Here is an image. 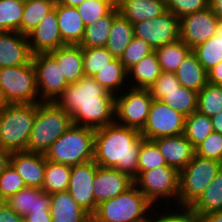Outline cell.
Masks as SVG:
<instances>
[{
	"label": "cell",
	"instance_id": "obj_1",
	"mask_svg": "<svg viewBox=\"0 0 222 222\" xmlns=\"http://www.w3.org/2000/svg\"><path fill=\"white\" fill-rule=\"evenodd\" d=\"M55 102L72 116L73 125L96 130L115 122V95L92 77L69 84Z\"/></svg>",
	"mask_w": 222,
	"mask_h": 222
},
{
	"label": "cell",
	"instance_id": "obj_2",
	"mask_svg": "<svg viewBox=\"0 0 222 222\" xmlns=\"http://www.w3.org/2000/svg\"><path fill=\"white\" fill-rule=\"evenodd\" d=\"M143 139L139 130L116 122L96 129L93 160L98 166L115 168L134 179Z\"/></svg>",
	"mask_w": 222,
	"mask_h": 222
},
{
	"label": "cell",
	"instance_id": "obj_3",
	"mask_svg": "<svg viewBox=\"0 0 222 222\" xmlns=\"http://www.w3.org/2000/svg\"><path fill=\"white\" fill-rule=\"evenodd\" d=\"M156 210L133 183L116 197L98 204L91 217L97 222H150Z\"/></svg>",
	"mask_w": 222,
	"mask_h": 222
},
{
	"label": "cell",
	"instance_id": "obj_4",
	"mask_svg": "<svg viewBox=\"0 0 222 222\" xmlns=\"http://www.w3.org/2000/svg\"><path fill=\"white\" fill-rule=\"evenodd\" d=\"M72 125V116L55 101L37 103L27 152L45 154L51 144Z\"/></svg>",
	"mask_w": 222,
	"mask_h": 222
},
{
	"label": "cell",
	"instance_id": "obj_5",
	"mask_svg": "<svg viewBox=\"0 0 222 222\" xmlns=\"http://www.w3.org/2000/svg\"><path fill=\"white\" fill-rule=\"evenodd\" d=\"M95 130L72 125L44 154L46 160L68 166L81 165L94 159Z\"/></svg>",
	"mask_w": 222,
	"mask_h": 222
},
{
	"label": "cell",
	"instance_id": "obj_6",
	"mask_svg": "<svg viewBox=\"0 0 222 222\" xmlns=\"http://www.w3.org/2000/svg\"><path fill=\"white\" fill-rule=\"evenodd\" d=\"M37 103L8 104L0 111V145L11 151H27Z\"/></svg>",
	"mask_w": 222,
	"mask_h": 222
},
{
	"label": "cell",
	"instance_id": "obj_7",
	"mask_svg": "<svg viewBox=\"0 0 222 222\" xmlns=\"http://www.w3.org/2000/svg\"><path fill=\"white\" fill-rule=\"evenodd\" d=\"M133 181L157 209L161 207L162 209H169L170 207L177 209L179 172L175 168L165 165L144 172H137Z\"/></svg>",
	"mask_w": 222,
	"mask_h": 222
},
{
	"label": "cell",
	"instance_id": "obj_8",
	"mask_svg": "<svg viewBox=\"0 0 222 222\" xmlns=\"http://www.w3.org/2000/svg\"><path fill=\"white\" fill-rule=\"evenodd\" d=\"M222 168L216 160L194 155L179 172V194L177 209H188L203 193Z\"/></svg>",
	"mask_w": 222,
	"mask_h": 222
},
{
	"label": "cell",
	"instance_id": "obj_9",
	"mask_svg": "<svg viewBox=\"0 0 222 222\" xmlns=\"http://www.w3.org/2000/svg\"><path fill=\"white\" fill-rule=\"evenodd\" d=\"M0 86L8 104L41 102L32 61L26 65L0 68Z\"/></svg>",
	"mask_w": 222,
	"mask_h": 222
},
{
	"label": "cell",
	"instance_id": "obj_10",
	"mask_svg": "<svg viewBox=\"0 0 222 222\" xmlns=\"http://www.w3.org/2000/svg\"><path fill=\"white\" fill-rule=\"evenodd\" d=\"M153 100L149 89L126 88L115 96V122L141 131Z\"/></svg>",
	"mask_w": 222,
	"mask_h": 222
},
{
	"label": "cell",
	"instance_id": "obj_11",
	"mask_svg": "<svg viewBox=\"0 0 222 222\" xmlns=\"http://www.w3.org/2000/svg\"><path fill=\"white\" fill-rule=\"evenodd\" d=\"M32 63L40 101H56L69 85L62 73L61 65L50 53L33 54Z\"/></svg>",
	"mask_w": 222,
	"mask_h": 222
},
{
	"label": "cell",
	"instance_id": "obj_12",
	"mask_svg": "<svg viewBox=\"0 0 222 222\" xmlns=\"http://www.w3.org/2000/svg\"><path fill=\"white\" fill-rule=\"evenodd\" d=\"M185 118L183 114L162 101L153 100L146 125L140 131L144 139L184 134Z\"/></svg>",
	"mask_w": 222,
	"mask_h": 222
},
{
	"label": "cell",
	"instance_id": "obj_13",
	"mask_svg": "<svg viewBox=\"0 0 222 222\" xmlns=\"http://www.w3.org/2000/svg\"><path fill=\"white\" fill-rule=\"evenodd\" d=\"M134 36L147 42L153 50L180 38L179 18L172 12L133 24Z\"/></svg>",
	"mask_w": 222,
	"mask_h": 222
},
{
	"label": "cell",
	"instance_id": "obj_14",
	"mask_svg": "<svg viewBox=\"0 0 222 222\" xmlns=\"http://www.w3.org/2000/svg\"><path fill=\"white\" fill-rule=\"evenodd\" d=\"M98 165L91 161L81 165L71 166L68 192L90 216L96 209L95 197L93 195V181Z\"/></svg>",
	"mask_w": 222,
	"mask_h": 222
},
{
	"label": "cell",
	"instance_id": "obj_15",
	"mask_svg": "<svg viewBox=\"0 0 222 222\" xmlns=\"http://www.w3.org/2000/svg\"><path fill=\"white\" fill-rule=\"evenodd\" d=\"M217 20L209 7L181 17L180 39L191 49L195 48L214 36Z\"/></svg>",
	"mask_w": 222,
	"mask_h": 222
},
{
	"label": "cell",
	"instance_id": "obj_16",
	"mask_svg": "<svg viewBox=\"0 0 222 222\" xmlns=\"http://www.w3.org/2000/svg\"><path fill=\"white\" fill-rule=\"evenodd\" d=\"M27 37L32 54L49 53L66 45L58 27L55 9L47 14Z\"/></svg>",
	"mask_w": 222,
	"mask_h": 222
},
{
	"label": "cell",
	"instance_id": "obj_17",
	"mask_svg": "<svg viewBox=\"0 0 222 222\" xmlns=\"http://www.w3.org/2000/svg\"><path fill=\"white\" fill-rule=\"evenodd\" d=\"M134 183L126 173L115 168L98 166L93 181V195L98 205L108 199L116 197Z\"/></svg>",
	"mask_w": 222,
	"mask_h": 222
},
{
	"label": "cell",
	"instance_id": "obj_18",
	"mask_svg": "<svg viewBox=\"0 0 222 222\" xmlns=\"http://www.w3.org/2000/svg\"><path fill=\"white\" fill-rule=\"evenodd\" d=\"M32 56L27 36L15 31L0 32V68L29 64Z\"/></svg>",
	"mask_w": 222,
	"mask_h": 222
},
{
	"label": "cell",
	"instance_id": "obj_19",
	"mask_svg": "<svg viewBox=\"0 0 222 222\" xmlns=\"http://www.w3.org/2000/svg\"><path fill=\"white\" fill-rule=\"evenodd\" d=\"M10 164L22 177L26 187L42 189L46 166L44 154L27 151L12 152Z\"/></svg>",
	"mask_w": 222,
	"mask_h": 222
},
{
	"label": "cell",
	"instance_id": "obj_20",
	"mask_svg": "<svg viewBox=\"0 0 222 222\" xmlns=\"http://www.w3.org/2000/svg\"><path fill=\"white\" fill-rule=\"evenodd\" d=\"M163 155L166 164L178 172L193 159L195 148L184 134L159 137L153 140Z\"/></svg>",
	"mask_w": 222,
	"mask_h": 222
},
{
	"label": "cell",
	"instance_id": "obj_21",
	"mask_svg": "<svg viewBox=\"0 0 222 222\" xmlns=\"http://www.w3.org/2000/svg\"><path fill=\"white\" fill-rule=\"evenodd\" d=\"M5 202L24 218L32 212H50L51 194L39 188L25 187Z\"/></svg>",
	"mask_w": 222,
	"mask_h": 222
},
{
	"label": "cell",
	"instance_id": "obj_22",
	"mask_svg": "<svg viewBox=\"0 0 222 222\" xmlns=\"http://www.w3.org/2000/svg\"><path fill=\"white\" fill-rule=\"evenodd\" d=\"M116 6L132 24L160 17L167 12L165 0H116Z\"/></svg>",
	"mask_w": 222,
	"mask_h": 222
},
{
	"label": "cell",
	"instance_id": "obj_23",
	"mask_svg": "<svg viewBox=\"0 0 222 222\" xmlns=\"http://www.w3.org/2000/svg\"><path fill=\"white\" fill-rule=\"evenodd\" d=\"M50 215L52 222H88L91 217L68 191L51 194Z\"/></svg>",
	"mask_w": 222,
	"mask_h": 222
},
{
	"label": "cell",
	"instance_id": "obj_24",
	"mask_svg": "<svg viewBox=\"0 0 222 222\" xmlns=\"http://www.w3.org/2000/svg\"><path fill=\"white\" fill-rule=\"evenodd\" d=\"M58 27L65 44L79 45L83 39L85 25L76 7L55 4Z\"/></svg>",
	"mask_w": 222,
	"mask_h": 222
},
{
	"label": "cell",
	"instance_id": "obj_25",
	"mask_svg": "<svg viewBox=\"0 0 222 222\" xmlns=\"http://www.w3.org/2000/svg\"><path fill=\"white\" fill-rule=\"evenodd\" d=\"M61 65L62 73L68 84L78 82L85 76L83 68V53L80 45L66 44L49 52Z\"/></svg>",
	"mask_w": 222,
	"mask_h": 222
},
{
	"label": "cell",
	"instance_id": "obj_26",
	"mask_svg": "<svg viewBox=\"0 0 222 222\" xmlns=\"http://www.w3.org/2000/svg\"><path fill=\"white\" fill-rule=\"evenodd\" d=\"M180 85L199 92L208 83V74L191 50L174 72Z\"/></svg>",
	"mask_w": 222,
	"mask_h": 222
},
{
	"label": "cell",
	"instance_id": "obj_27",
	"mask_svg": "<svg viewBox=\"0 0 222 222\" xmlns=\"http://www.w3.org/2000/svg\"><path fill=\"white\" fill-rule=\"evenodd\" d=\"M92 78L115 96L129 87L128 71L118 58H114L106 66L99 69Z\"/></svg>",
	"mask_w": 222,
	"mask_h": 222
},
{
	"label": "cell",
	"instance_id": "obj_28",
	"mask_svg": "<svg viewBox=\"0 0 222 222\" xmlns=\"http://www.w3.org/2000/svg\"><path fill=\"white\" fill-rule=\"evenodd\" d=\"M127 71L128 86L142 89H148L162 72L155 52L144 57Z\"/></svg>",
	"mask_w": 222,
	"mask_h": 222
},
{
	"label": "cell",
	"instance_id": "obj_29",
	"mask_svg": "<svg viewBox=\"0 0 222 222\" xmlns=\"http://www.w3.org/2000/svg\"><path fill=\"white\" fill-rule=\"evenodd\" d=\"M188 210L192 212L198 220L203 215L222 210V168Z\"/></svg>",
	"mask_w": 222,
	"mask_h": 222
},
{
	"label": "cell",
	"instance_id": "obj_30",
	"mask_svg": "<svg viewBox=\"0 0 222 222\" xmlns=\"http://www.w3.org/2000/svg\"><path fill=\"white\" fill-rule=\"evenodd\" d=\"M119 14L117 6L106 16L85 26L84 36L79 44L82 48L105 47L114 18Z\"/></svg>",
	"mask_w": 222,
	"mask_h": 222
},
{
	"label": "cell",
	"instance_id": "obj_31",
	"mask_svg": "<svg viewBox=\"0 0 222 222\" xmlns=\"http://www.w3.org/2000/svg\"><path fill=\"white\" fill-rule=\"evenodd\" d=\"M134 38L133 24L120 13L114 18L105 48L114 58L120 59L124 50Z\"/></svg>",
	"mask_w": 222,
	"mask_h": 222
},
{
	"label": "cell",
	"instance_id": "obj_32",
	"mask_svg": "<svg viewBox=\"0 0 222 222\" xmlns=\"http://www.w3.org/2000/svg\"><path fill=\"white\" fill-rule=\"evenodd\" d=\"M192 51L206 71L222 61V19L217 20L214 36Z\"/></svg>",
	"mask_w": 222,
	"mask_h": 222
},
{
	"label": "cell",
	"instance_id": "obj_33",
	"mask_svg": "<svg viewBox=\"0 0 222 222\" xmlns=\"http://www.w3.org/2000/svg\"><path fill=\"white\" fill-rule=\"evenodd\" d=\"M55 4V0H33L25 2L18 32L28 36L38 26V23L54 9Z\"/></svg>",
	"mask_w": 222,
	"mask_h": 222
},
{
	"label": "cell",
	"instance_id": "obj_34",
	"mask_svg": "<svg viewBox=\"0 0 222 222\" xmlns=\"http://www.w3.org/2000/svg\"><path fill=\"white\" fill-rule=\"evenodd\" d=\"M192 49L180 38L154 50L162 72H175Z\"/></svg>",
	"mask_w": 222,
	"mask_h": 222
},
{
	"label": "cell",
	"instance_id": "obj_35",
	"mask_svg": "<svg viewBox=\"0 0 222 222\" xmlns=\"http://www.w3.org/2000/svg\"><path fill=\"white\" fill-rule=\"evenodd\" d=\"M71 166L46 160L42 190L48 194L68 191Z\"/></svg>",
	"mask_w": 222,
	"mask_h": 222
},
{
	"label": "cell",
	"instance_id": "obj_36",
	"mask_svg": "<svg viewBox=\"0 0 222 222\" xmlns=\"http://www.w3.org/2000/svg\"><path fill=\"white\" fill-rule=\"evenodd\" d=\"M213 132L212 121L209 116L198 111L185 118V137L196 148Z\"/></svg>",
	"mask_w": 222,
	"mask_h": 222
},
{
	"label": "cell",
	"instance_id": "obj_37",
	"mask_svg": "<svg viewBox=\"0 0 222 222\" xmlns=\"http://www.w3.org/2000/svg\"><path fill=\"white\" fill-rule=\"evenodd\" d=\"M161 101L187 117L197 111L198 92L180 85L174 91L164 93Z\"/></svg>",
	"mask_w": 222,
	"mask_h": 222
},
{
	"label": "cell",
	"instance_id": "obj_38",
	"mask_svg": "<svg viewBox=\"0 0 222 222\" xmlns=\"http://www.w3.org/2000/svg\"><path fill=\"white\" fill-rule=\"evenodd\" d=\"M24 7L22 0H0V32H18Z\"/></svg>",
	"mask_w": 222,
	"mask_h": 222
},
{
	"label": "cell",
	"instance_id": "obj_39",
	"mask_svg": "<svg viewBox=\"0 0 222 222\" xmlns=\"http://www.w3.org/2000/svg\"><path fill=\"white\" fill-rule=\"evenodd\" d=\"M222 110V86L207 83L198 92L197 111L213 116Z\"/></svg>",
	"mask_w": 222,
	"mask_h": 222
},
{
	"label": "cell",
	"instance_id": "obj_40",
	"mask_svg": "<svg viewBox=\"0 0 222 222\" xmlns=\"http://www.w3.org/2000/svg\"><path fill=\"white\" fill-rule=\"evenodd\" d=\"M116 7V0H85L76 8L85 26L108 15Z\"/></svg>",
	"mask_w": 222,
	"mask_h": 222
},
{
	"label": "cell",
	"instance_id": "obj_41",
	"mask_svg": "<svg viewBox=\"0 0 222 222\" xmlns=\"http://www.w3.org/2000/svg\"><path fill=\"white\" fill-rule=\"evenodd\" d=\"M85 77H92L99 69L111 62L114 57L105 48H82Z\"/></svg>",
	"mask_w": 222,
	"mask_h": 222
},
{
	"label": "cell",
	"instance_id": "obj_42",
	"mask_svg": "<svg viewBox=\"0 0 222 222\" xmlns=\"http://www.w3.org/2000/svg\"><path fill=\"white\" fill-rule=\"evenodd\" d=\"M167 165L163 155L153 140L143 139L140 144L137 172Z\"/></svg>",
	"mask_w": 222,
	"mask_h": 222
},
{
	"label": "cell",
	"instance_id": "obj_43",
	"mask_svg": "<svg viewBox=\"0 0 222 222\" xmlns=\"http://www.w3.org/2000/svg\"><path fill=\"white\" fill-rule=\"evenodd\" d=\"M152 52L154 50L147 42L134 36L120 57V62L128 70Z\"/></svg>",
	"mask_w": 222,
	"mask_h": 222
},
{
	"label": "cell",
	"instance_id": "obj_44",
	"mask_svg": "<svg viewBox=\"0 0 222 222\" xmlns=\"http://www.w3.org/2000/svg\"><path fill=\"white\" fill-rule=\"evenodd\" d=\"M25 187L22 177L11 164L0 174V196L4 201Z\"/></svg>",
	"mask_w": 222,
	"mask_h": 222
},
{
	"label": "cell",
	"instance_id": "obj_45",
	"mask_svg": "<svg viewBox=\"0 0 222 222\" xmlns=\"http://www.w3.org/2000/svg\"><path fill=\"white\" fill-rule=\"evenodd\" d=\"M195 154L222 163V134L213 131L195 148Z\"/></svg>",
	"mask_w": 222,
	"mask_h": 222
},
{
	"label": "cell",
	"instance_id": "obj_46",
	"mask_svg": "<svg viewBox=\"0 0 222 222\" xmlns=\"http://www.w3.org/2000/svg\"><path fill=\"white\" fill-rule=\"evenodd\" d=\"M167 11L177 18L205 10L209 7V0H165Z\"/></svg>",
	"mask_w": 222,
	"mask_h": 222
},
{
	"label": "cell",
	"instance_id": "obj_47",
	"mask_svg": "<svg viewBox=\"0 0 222 222\" xmlns=\"http://www.w3.org/2000/svg\"><path fill=\"white\" fill-rule=\"evenodd\" d=\"M180 86V83L173 72H161L160 76L148 88L154 100L161 101L164 93L174 91Z\"/></svg>",
	"mask_w": 222,
	"mask_h": 222
},
{
	"label": "cell",
	"instance_id": "obj_48",
	"mask_svg": "<svg viewBox=\"0 0 222 222\" xmlns=\"http://www.w3.org/2000/svg\"><path fill=\"white\" fill-rule=\"evenodd\" d=\"M150 222H199V220L188 209L161 208L156 210L155 217Z\"/></svg>",
	"mask_w": 222,
	"mask_h": 222
},
{
	"label": "cell",
	"instance_id": "obj_49",
	"mask_svg": "<svg viewBox=\"0 0 222 222\" xmlns=\"http://www.w3.org/2000/svg\"><path fill=\"white\" fill-rule=\"evenodd\" d=\"M0 222H24L21 215L13 211L5 202L0 207Z\"/></svg>",
	"mask_w": 222,
	"mask_h": 222
},
{
	"label": "cell",
	"instance_id": "obj_50",
	"mask_svg": "<svg viewBox=\"0 0 222 222\" xmlns=\"http://www.w3.org/2000/svg\"><path fill=\"white\" fill-rule=\"evenodd\" d=\"M208 83L222 86V61L207 71Z\"/></svg>",
	"mask_w": 222,
	"mask_h": 222
},
{
	"label": "cell",
	"instance_id": "obj_51",
	"mask_svg": "<svg viewBox=\"0 0 222 222\" xmlns=\"http://www.w3.org/2000/svg\"><path fill=\"white\" fill-rule=\"evenodd\" d=\"M24 222H52L50 212L30 213L24 218Z\"/></svg>",
	"mask_w": 222,
	"mask_h": 222
},
{
	"label": "cell",
	"instance_id": "obj_52",
	"mask_svg": "<svg viewBox=\"0 0 222 222\" xmlns=\"http://www.w3.org/2000/svg\"><path fill=\"white\" fill-rule=\"evenodd\" d=\"M12 152L0 145V174L9 166Z\"/></svg>",
	"mask_w": 222,
	"mask_h": 222
},
{
	"label": "cell",
	"instance_id": "obj_53",
	"mask_svg": "<svg viewBox=\"0 0 222 222\" xmlns=\"http://www.w3.org/2000/svg\"><path fill=\"white\" fill-rule=\"evenodd\" d=\"M199 222H222V210L203 215Z\"/></svg>",
	"mask_w": 222,
	"mask_h": 222
},
{
	"label": "cell",
	"instance_id": "obj_54",
	"mask_svg": "<svg viewBox=\"0 0 222 222\" xmlns=\"http://www.w3.org/2000/svg\"><path fill=\"white\" fill-rule=\"evenodd\" d=\"M209 8L218 19H222V0H209Z\"/></svg>",
	"mask_w": 222,
	"mask_h": 222
},
{
	"label": "cell",
	"instance_id": "obj_55",
	"mask_svg": "<svg viewBox=\"0 0 222 222\" xmlns=\"http://www.w3.org/2000/svg\"><path fill=\"white\" fill-rule=\"evenodd\" d=\"M213 131L222 134V110L211 116Z\"/></svg>",
	"mask_w": 222,
	"mask_h": 222
},
{
	"label": "cell",
	"instance_id": "obj_56",
	"mask_svg": "<svg viewBox=\"0 0 222 222\" xmlns=\"http://www.w3.org/2000/svg\"><path fill=\"white\" fill-rule=\"evenodd\" d=\"M85 0H55L56 4H61L68 7H77Z\"/></svg>",
	"mask_w": 222,
	"mask_h": 222
},
{
	"label": "cell",
	"instance_id": "obj_57",
	"mask_svg": "<svg viewBox=\"0 0 222 222\" xmlns=\"http://www.w3.org/2000/svg\"><path fill=\"white\" fill-rule=\"evenodd\" d=\"M7 105H8V102L6 101L2 88L0 86V111Z\"/></svg>",
	"mask_w": 222,
	"mask_h": 222
},
{
	"label": "cell",
	"instance_id": "obj_58",
	"mask_svg": "<svg viewBox=\"0 0 222 222\" xmlns=\"http://www.w3.org/2000/svg\"><path fill=\"white\" fill-rule=\"evenodd\" d=\"M3 203H5V201L2 199V197L0 196V207L3 205Z\"/></svg>",
	"mask_w": 222,
	"mask_h": 222
},
{
	"label": "cell",
	"instance_id": "obj_59",
	"mask_svg": "<svg viewBox=\"0 0 222 222\" xmlns=\"http://www.w3.org/2000/svg\"><path fill=\"white\" fill-rule=\"evenodd\" d=\"M88 222H97V221H95L92 217H90V219L88 220Z\"/></svg>",
	"mask_w": 222,
	"mask_h": 222
}]
</instances>
